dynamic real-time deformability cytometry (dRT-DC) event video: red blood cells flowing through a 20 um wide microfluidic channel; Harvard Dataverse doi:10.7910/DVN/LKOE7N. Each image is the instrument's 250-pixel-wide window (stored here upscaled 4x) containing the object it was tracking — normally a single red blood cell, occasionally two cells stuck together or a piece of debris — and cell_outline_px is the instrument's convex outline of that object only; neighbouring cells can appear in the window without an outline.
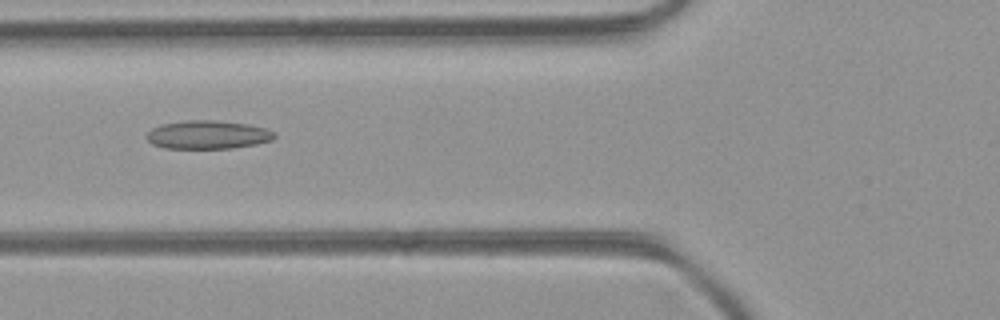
{"species": "common noctule bat (a hibernating species)", "species_latin": "Nyctalus noctula", "temperature_condition": "room temperature", "stored_images_in_passage": 48, "camera_frame_rate_fps": 3000, "um_per_image_px": 0.085, "animal": {"sex": "female", "body_mass_g": 21.9}, "frame": {"image": 1, "passage_image": 20, "time_ms": 6.333, "image_size_px": [1000, 320], "cell_outline_px": [[276, 136], [272, 140], [256, 144], [232, 148], [164, 148], [152, 144], [144, 136], [152, 128], [160, 124], [188, 120], [212, 120], [248, 124], [264, 128], [276, 132]], "centroid_in_image_um": [17.64, 11.45], "position_along_channel_um": 108.2, "area_um2": 21.21}}
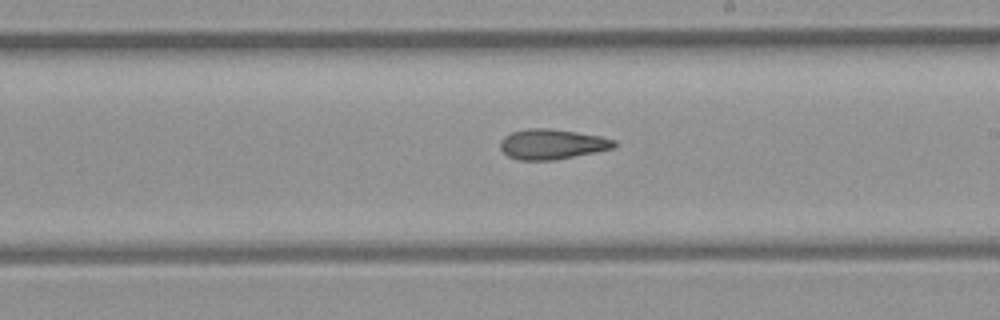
{"frame": {"image": 2, "passage_image": 30, "time_ms": 9.667, "image_size_px": [1000, 320], "cell_outline_px": [[616, 148], [556, 160], [520, 160], [508, 156], [500, 148], [500, 140], [504, 136], [512, 132], [528, 128], [548, 128], [576, 132], [600, 136], [616, 140]], "centroid_in_image_um": [46.94, 12.26], "position_along_channel_um": 242.1, "area_um2": 20.11}}
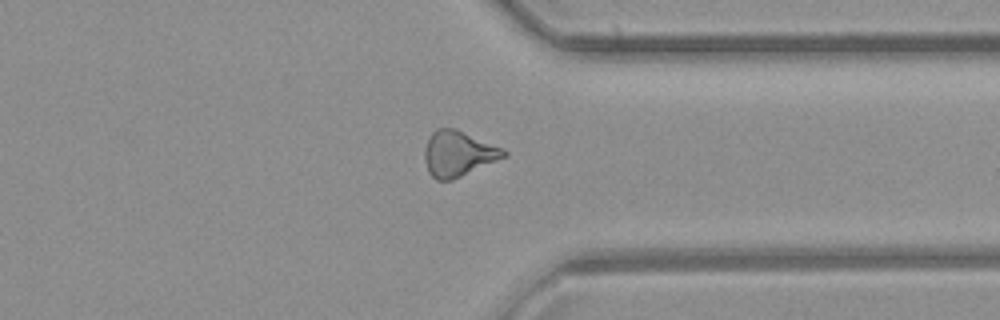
{"frame": {"image": 3, "passage_image": 40, "time_ms": 13.0, "image_size_px": [1000, 320], "cell_outline_px": [[508, 156], [452, 180], [436, 180], [428, 172], [424, 160], [424, 148], [432, 132], [436, 128], [456, 128], [504, 148], [508, 152]], "centroid_in_image_um": [38.96, 13.05], "position_along_channel_um": 372.4, "area_um2": 21.21}}